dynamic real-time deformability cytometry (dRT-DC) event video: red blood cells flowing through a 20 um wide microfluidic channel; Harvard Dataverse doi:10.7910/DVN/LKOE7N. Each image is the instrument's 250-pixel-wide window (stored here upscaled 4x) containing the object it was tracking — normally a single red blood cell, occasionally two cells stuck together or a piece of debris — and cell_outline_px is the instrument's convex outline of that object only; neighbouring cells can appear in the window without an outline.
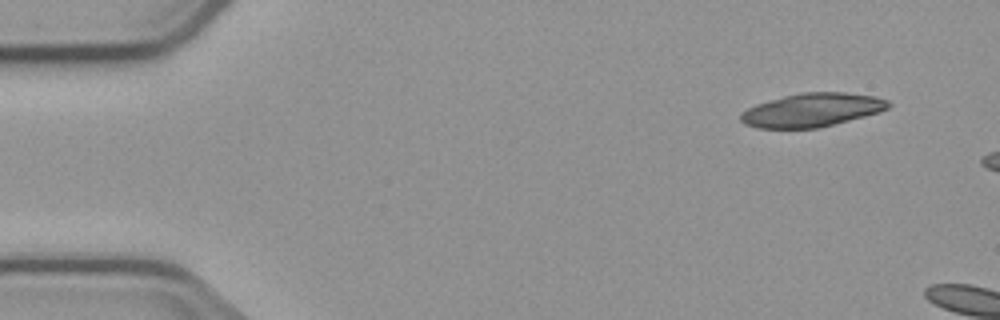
{"species": "common noctule bat (a hibernating species)", "species_latin": "Nyctalus noctula", "temperature_condition": "cold", "stored_images_in_passage": 2, "camera_frame_rate_fps": 3000, "um_per_image_px": 0.085, "animal": {"sex": "male", "body_mass_g": 23.1, "forearm_length_mm": 52.7}, "frame": {"image": 1, "passage_image": 1, "time_ms": 0.0, "image_size_px": [1000, 320], "cell_outline_px": [[892, 104], [888, 108], [880, 112], [820, 128], [756, 128], [744, 124], [740, 120], [740, 116], [748, 108], [756, 104], [784, 96], [804, 92], [844, 92], [872, 96], [888, 100]], "centroid_in_image_um": [69.03, 9.36], "position_along_channel_um": 16.0, "area_um2": 28.78}}